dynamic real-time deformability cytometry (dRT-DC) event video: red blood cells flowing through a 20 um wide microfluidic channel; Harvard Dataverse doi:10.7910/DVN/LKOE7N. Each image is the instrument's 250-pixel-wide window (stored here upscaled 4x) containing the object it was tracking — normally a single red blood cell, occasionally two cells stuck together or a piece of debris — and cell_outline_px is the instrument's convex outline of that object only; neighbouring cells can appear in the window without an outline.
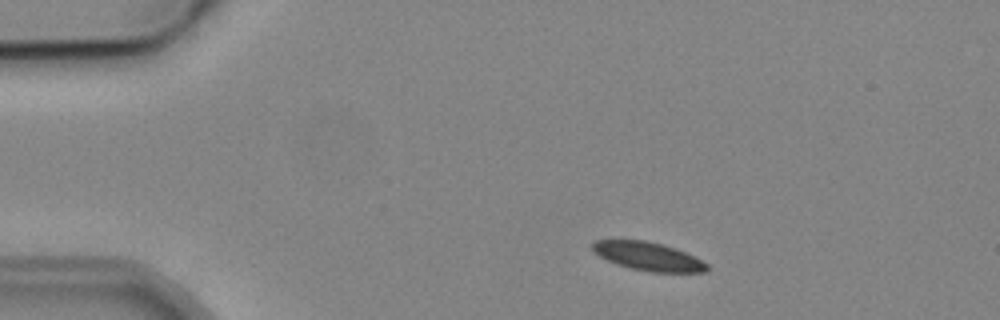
{"species": "common noctule bat (a hibernating species)", "species_latin": "Nyctalus noctula", "temperature_condition": "cold", "stored_images_in_passage": 3, "camera_frame_rate_fps": 3000, "um_per_image_px": 0.085, "animal": {"sex": "male", "body_mass_g": 19.2, "forearm_length_mm": 51.8}, "frame": {"image": 1, "passage_image": 1, "time_ms": 0.0, "image_size_px": [1000, 320], "cell_outline_px": [[708, 272], [652, 272], [632, 268], [616, 264], [600, 256], [592, 248], [592, 244], [596, 240], [644, 240], [664, 244], [684, 252], [708, 264]], "centroid_in_image_um": [55.1, 21.79], "position_along_channel_um": 29.9, "area_um2": 18.67}}